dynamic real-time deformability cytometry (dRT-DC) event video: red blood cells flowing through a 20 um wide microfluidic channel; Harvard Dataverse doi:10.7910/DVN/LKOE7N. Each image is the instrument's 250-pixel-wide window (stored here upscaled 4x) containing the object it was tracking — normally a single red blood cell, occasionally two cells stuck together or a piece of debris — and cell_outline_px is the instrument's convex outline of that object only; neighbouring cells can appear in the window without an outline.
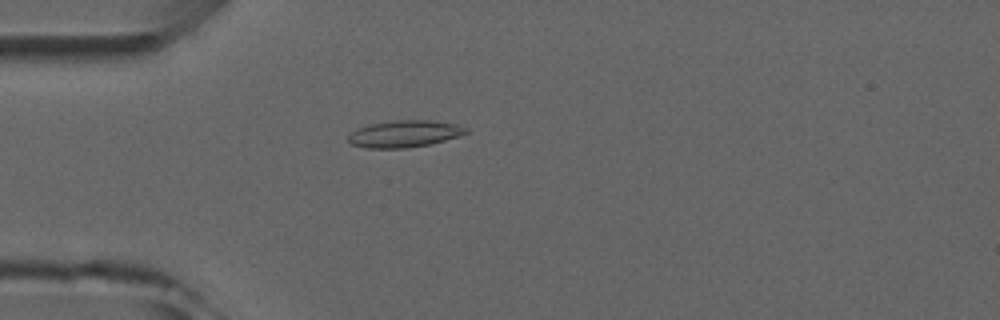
{"species": "common noctule bat (a hibernating species)", "species_latin": "Nyctalus noctula", "temperature_condition": "room temperature", "stored_images_in_passage": 1, "camera_frame_rate_fps": 3000, "um_per_image_px": 0.085, "animal": {"sex": "male", "forearm_length_mm": 52.5}, "frame": {"image": 1, "passage_image": 1, "time_ms": 0.0, "image_size_px": [1000, 320], "cell_outline_px": [[468, 132], [460, 136], [428, 144], [408, 148], [368, 148], [348, 144], [348, 136], [356, 128], [368, 124], [396, 120], [428, 120], [456, 124], [468, 128]], "centroid_in_image_um": [34.34, 11.37], "position_along_channel_um": 50.7, "area_um2": 18.5}}